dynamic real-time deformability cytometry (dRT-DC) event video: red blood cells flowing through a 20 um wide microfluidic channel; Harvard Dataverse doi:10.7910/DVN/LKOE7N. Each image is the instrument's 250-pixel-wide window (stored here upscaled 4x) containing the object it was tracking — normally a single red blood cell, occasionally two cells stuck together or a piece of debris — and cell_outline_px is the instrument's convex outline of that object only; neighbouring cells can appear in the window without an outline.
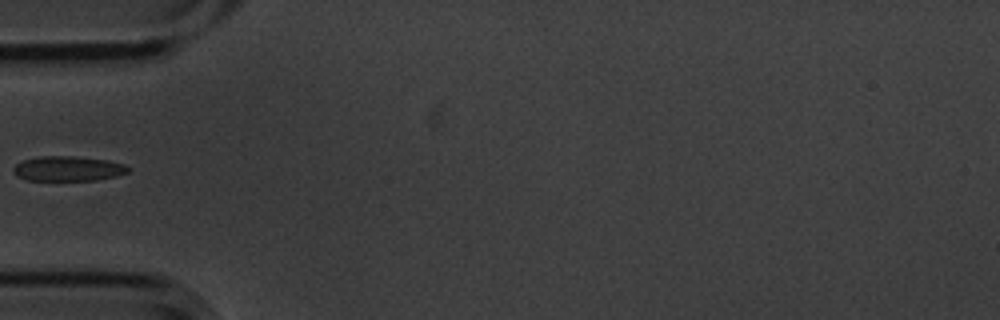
{"species": "common noctule bat (a hibernating species)", "species_latin": "Nyctalus noctula", "temperature_condition": "cold", "stored_images_in_passage": 2, "camera_frame_rate_fps": 3000, "um_per_image_px": 0.085, "animal": {"sex": "male", "body_mass_g": 20.1, "forearm_length_mm": 53.5}, "frame": {"image": 1, "passage_image": 1, "time_ms": 0.0, "image_size_px": [1000, 320], "cell_outline_px": [[132, 168], [128, 172], [116, 176], [96, 180], [24, 180], [16, 176], [12, 172], [12, 168], [16, 164], [24, 160], [40, 156], [72, 156], [108, 160], [124, 164]], "centroid_in_image_um": [5.77, 14.33], "position_along_channel_um": 79.2, "area_um2": 16.76}}
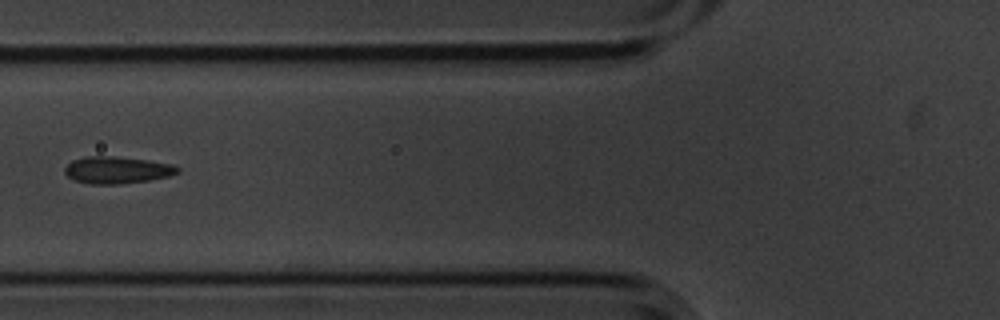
{"frame": {"image": 2, "passage_image": 2, "time_ms": 0.333, "image_size_px": [1000, 320], "cell_outline_px": [[180, 172], [168, 176], [148, 180], [120, 184], [88, 184], [76, 180], [68, 176], [64, 172], [64, 168], [72, 160], [84, 156], [116, 156], [148, 160], [172, 164], [180, 168]], "centroid_in_image_um": [9.94, 14.44], "position_along_channel_um": 115.9, "area_um2": 17.8}}